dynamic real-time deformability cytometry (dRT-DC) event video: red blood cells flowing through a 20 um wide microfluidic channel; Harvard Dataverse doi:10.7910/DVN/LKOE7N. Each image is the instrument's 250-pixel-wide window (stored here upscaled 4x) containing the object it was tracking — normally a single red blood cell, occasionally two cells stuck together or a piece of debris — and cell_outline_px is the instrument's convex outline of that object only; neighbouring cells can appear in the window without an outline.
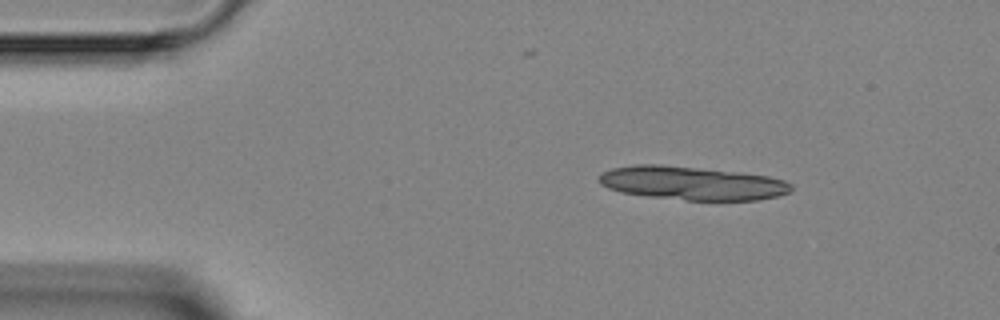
{"species": "Egyptian fruit bat (a non-hibernating species)", "species_latin": "Rousettus aegyptiacus", "temperature_condition": "room temperature", "stored_images_in_passage": 3, "camera_frame_rate_fps": 3000, "um_per_image_px": 0.085, "animal": {"sex": "female"}, "frame": {"image": 1, "passage_image": 1, "time_ms": 0.0, "image_size_px": [1000, 320], "cell_outline_px": [[792, 188], [788, 192], [780, 196], [760, 200], [684, 200], [648, 196], [620, 192], [608, 188], [600, 184], [600, 176], [604, 172], [612, 168], [636, 164], [660, 164], [740, 172], [768, 176], [784, 180], [792, 184]], "centroid_in_image_um": [58.85, 15.57], "position_along_channel_um": 26.2, "area_um2": 37.63}}